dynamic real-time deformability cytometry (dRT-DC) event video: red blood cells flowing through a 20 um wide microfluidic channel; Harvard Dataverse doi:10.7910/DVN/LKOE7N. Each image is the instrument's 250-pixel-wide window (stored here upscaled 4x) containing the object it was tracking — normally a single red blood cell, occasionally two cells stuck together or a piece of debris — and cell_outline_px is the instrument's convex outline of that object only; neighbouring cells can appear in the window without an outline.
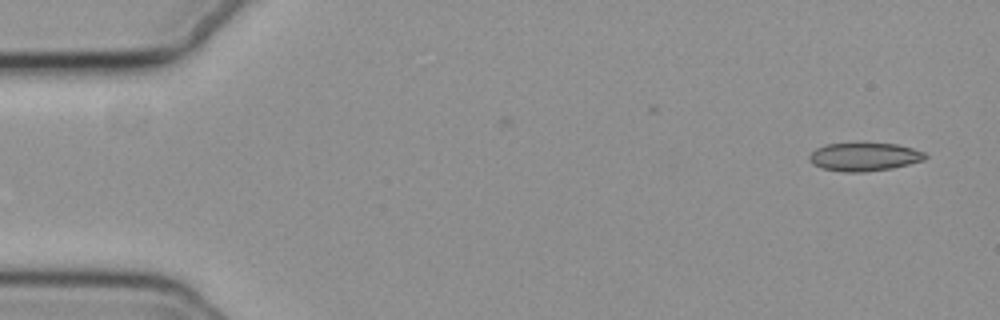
{"species": "common noctule bat (a hibernating species)", "species_latin": "Nyctalus noctula", "temperature_condition": "cold", "stored_images_in_passage": 6, "camera_frame_rate_fps": 3000, "um_per_image_px": 0.085, "animal": {"sex": "female", "body_mass_g": 19.3, "forearm_length_mm": 54.1}, "frame": {"image": 1, "passage_image": 1, "time_ms": 0.0, "image_size_px": [1000, 320], "cell_outline_px": [[928, 156], [924, 160], [892, 168], [864, 172], [844, 172], [820, 168], [812, 164], [808, 160], [808, 156], [816, 148], [824, 144], [896, 144], [912, 148], [924, 152]], "centroid_in_image_um": [73.42, 13.34], "position_along_channel_um": 11.6, "area_um2": 19.02}}